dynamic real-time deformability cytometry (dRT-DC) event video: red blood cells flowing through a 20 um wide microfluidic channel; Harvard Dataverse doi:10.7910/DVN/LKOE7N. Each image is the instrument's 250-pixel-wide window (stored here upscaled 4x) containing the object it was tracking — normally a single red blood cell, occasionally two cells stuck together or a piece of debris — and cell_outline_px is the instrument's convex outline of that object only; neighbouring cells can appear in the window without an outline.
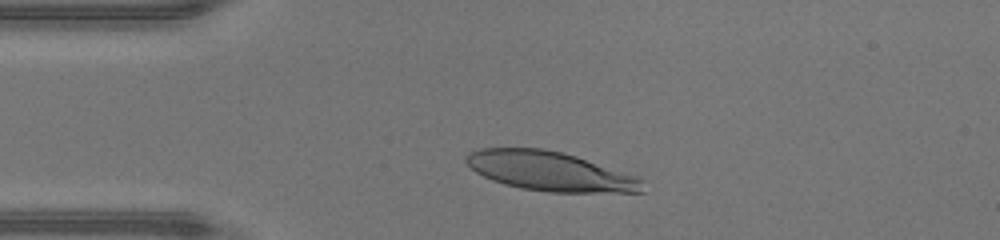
{"species": "human", "species_latin": "Homo sapiens", "temperature_condition": "warm", "stored_images_in_passage": 34, "camera_frame_rate_fps": 3000, "um_per_image_px": 0.085, "donor": {"sex": "male"}, "frame": {"image": 1, "passage_image": 6, "time_ms": 1.667, "image_size_px": [1000, 240], "cell_outline_px": [[644, 192], [548, 192], [520, 188], [504, 184], [492, 180], [476, 172], [464, 160], [464, 156], [468, 152], [480, 148], [544, 148], [576, 156], [632, 176], [640, 180]], "centroid_in_image_um": [46.64, 14.55], "position_along_channel_um": 38.4, "area_um2": 39.77}}
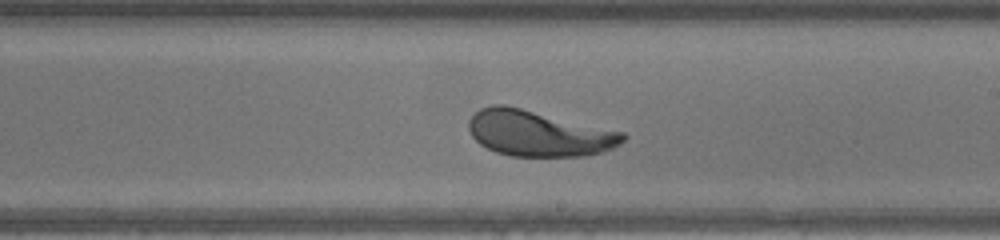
{"frame": {"image": 2, "passage_image": 22, "time_ms": 7.0, "image_size_px": [1000, 240], "cell_outline_px": [[628, 136], [620, 144], [612, 148], [600, 152], [584, 156], [512, 156], [496, 152], [480, 144], [472, 136], [468, 128], [468, 120], [480, 108], [492, 104], [504, 104], [624, 132]], "centroid_in_image_um": [45.77, 11.33], "position_along_channel_um": 243.2, "area_um2": 41.04}}
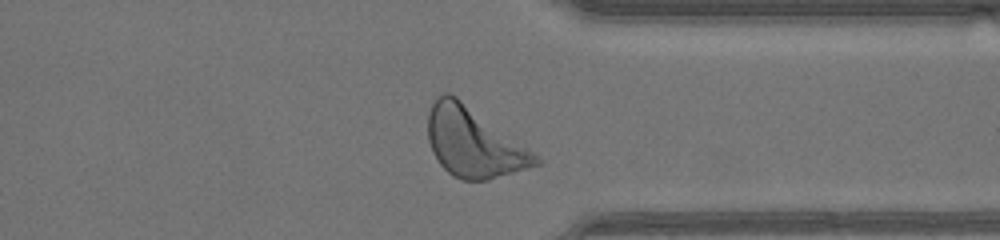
{"frame": {"image": 3, "passage_image": 31, "time_ms": 10.0, "image_size_px": [1000, 240], "cell_outline_px": [[544, 160], [540, 164], [488, 180], [464, 180], [452, 176], [440, 164], [432, 152], [428, 140], [428, 112], [436, 96], [440, 92], [448, 92], [456, 96]], "centroid_in_image_um": [40.22, 12.1], "position_along_channel_um": 371.2, "area_um2": 43.18}, "authors_computed_cell_mechanics": {"area_um2": 40.9513, "velocity_mm_per_s": 4.379, "shape_relaxation_time_tau1_ms": 2.5149, "shape_relaxation_time_tau2_ms": null, "deformation_change_tau1": 0.1666, "deformation_change_tau2": null}}